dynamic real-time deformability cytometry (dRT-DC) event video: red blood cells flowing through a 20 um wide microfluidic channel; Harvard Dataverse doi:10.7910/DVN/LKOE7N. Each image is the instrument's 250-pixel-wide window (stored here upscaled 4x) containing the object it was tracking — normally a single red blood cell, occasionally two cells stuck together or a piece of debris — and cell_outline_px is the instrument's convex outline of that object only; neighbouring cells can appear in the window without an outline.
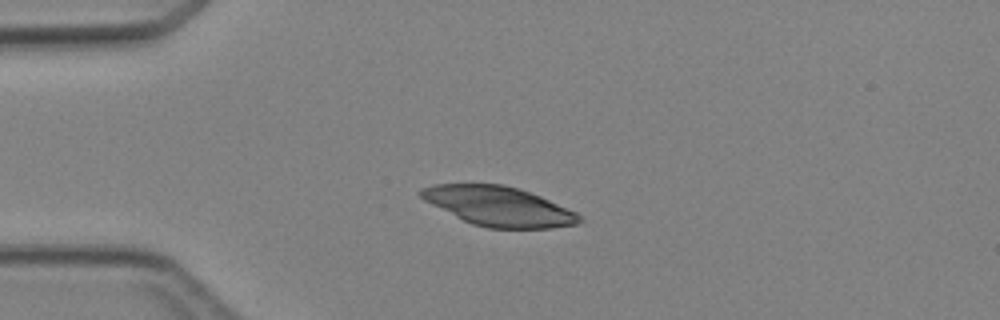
{"species": "Egyptian fruit bat (a non-hibernating species)", "species_latin": "Rousettus aegyptiacus", "temperature_condition": "cold", "stored_images_in_passage": 2, "camera_frame_rate_fps": 3000, "um_per_image_px": 0.085, "animal": {"sex": "female"}, "frame": {"image": 1, "passage_image": 1, "time_ms": 0.0, "image_size_px": [1000, 320], "cell_outline_px": [[584, 220], [576, 224], [552, 228], [488, 228], [472, 224], [424, 200], [416, 192], [420, 188], [432, 184], [504, 184], [540, 196], [576, 212]], "centroid_in_image_um": [42.37, 17.53], "position_along_channel_um": 42.6, "area_um2": 36.13}}